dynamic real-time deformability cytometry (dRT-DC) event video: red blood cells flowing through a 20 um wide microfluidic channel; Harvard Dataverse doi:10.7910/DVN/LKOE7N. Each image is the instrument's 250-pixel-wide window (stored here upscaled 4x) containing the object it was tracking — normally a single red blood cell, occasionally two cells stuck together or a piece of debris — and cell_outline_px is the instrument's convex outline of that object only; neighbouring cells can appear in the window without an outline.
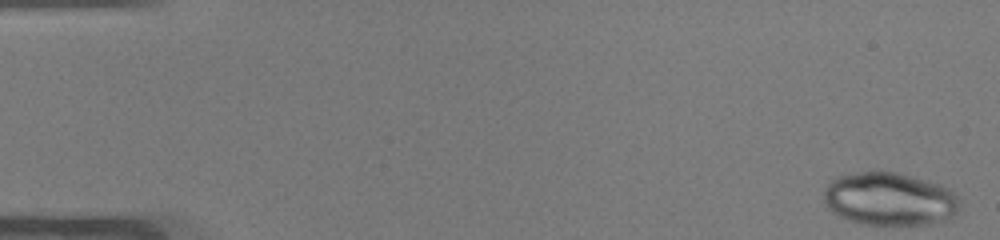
{"species": "common noctule bat (a hibernating species)", "species_latin": "Nyctalus noctula", "temperature_condition": "warm", "stored_images_in_passage": 49, "camera_frame_rate_fps": 3000, "um_per_image_px": 0.085, "animal": {"sex": "male", "body_mass_g": 19.0, "forearm_length_mm": 50.8}, "frame": {"image": 1, "passage_image": 1, "time_ms": 0.0, "image_size_px": [1000, 240], "cell_outline_px": [[960, 200], [956, 216], [948, 220], [928, 224], [868, 224], [836, 216], [828, 208], [824, 200], [824, 192], [828, 184], [836, 176], [876, 168], [896, 172], [912, 176], [940, 184], [948, 188]], "centroid_in_image_um": [75.61, 16.88], "position_along_channel_um": 9.4, "area_um2": 42.6}}